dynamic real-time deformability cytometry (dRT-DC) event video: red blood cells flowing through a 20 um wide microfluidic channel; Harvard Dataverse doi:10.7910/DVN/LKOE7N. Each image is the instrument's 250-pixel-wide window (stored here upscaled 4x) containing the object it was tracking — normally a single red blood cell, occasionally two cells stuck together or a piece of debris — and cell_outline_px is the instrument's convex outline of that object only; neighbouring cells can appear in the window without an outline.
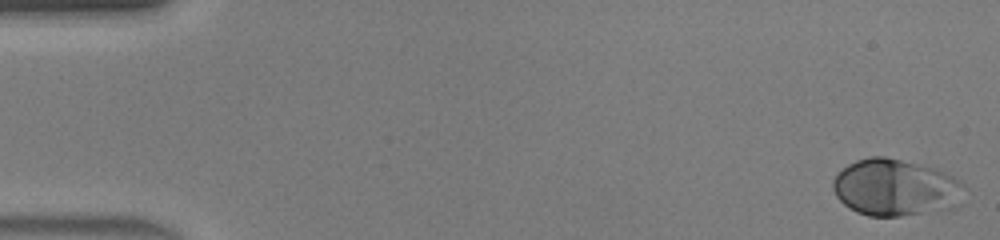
{"species": "human", "species_latin": "Homo sapiens", "temperature_condition": "warm", "stored_images_in_passage": 46, "camera_frame_rate_fps": 3000, "um_per_image_px": 0.085, "donor": {"sex": "male"}, "frame": {"image": 1, "passage_image": 1, "time_ms": 0.0, "image_size_px": [1000, 240], "cell_outline_px": [[964, 184], [940, 200], [920, 212], [900, 216], [868, 216], [856, 212], [848, 208], [836, 196], [832, 188], [832, 180], [848, 164], [856, 160], [868, 156], [884, 156], [932, 168], [952, 176], [960, 180]], "centroid_in_image_um": [75.74, 15.86], "position_along_channel_um": 9.3, "area_um2": 40.11}}
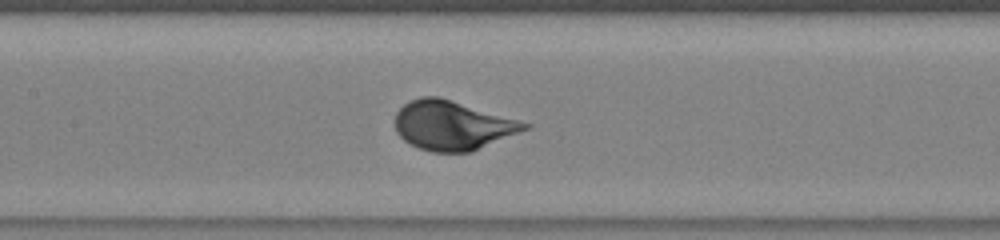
{"frame": {"image": 2, "passage_image": 22, "time_ms": 7.0, "image_size_px": [1000, 240], "cell_outline_px": [[532, 128], [472, 152], [432, 152], [420, 148], [404, 140], [396, 132], [396, 112], [404, 104], [420, 96], [440, 96], [520, 120], [532, 124]], "centroid_in_image_um": [38.52, 10.65], "position_along_channel_um": 168.9, "area_um2": 37.45}}
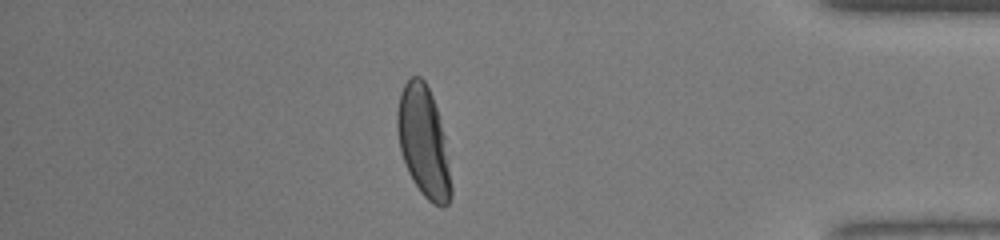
{"frame": {"image": 3, "passage_image": 40, "time_ms": 13.0, "image_size_px": [1000, 240], "cell_outline_px": [[452, 196], [448, 204], [444, 208], [440, 208], [432, 204], [420, 192], [412, 180], [408, 172], [400, 148], [396, 128], [396, 112], [400, 92], [404, 84], [412, 76], [420, 76], [424, 80], [432, 96], [436, 108], [444, 136], [452, 188]], "centroid_in_image_um": [35.99, 12.09], "position_along_channel_um": 399.2, "area_um2": 34.68}, "authors_computed_cell_mechanics": {"area_um2": 37.0209, "velocity_mm_per_s": 4.4231, "shape_relaxation_time_tau1_ms": 2.1123, "shape_relaxation_time_tau2_ms": null, "deformation_change_tau1": 0.1491, "deformation_change_tau2": null}}